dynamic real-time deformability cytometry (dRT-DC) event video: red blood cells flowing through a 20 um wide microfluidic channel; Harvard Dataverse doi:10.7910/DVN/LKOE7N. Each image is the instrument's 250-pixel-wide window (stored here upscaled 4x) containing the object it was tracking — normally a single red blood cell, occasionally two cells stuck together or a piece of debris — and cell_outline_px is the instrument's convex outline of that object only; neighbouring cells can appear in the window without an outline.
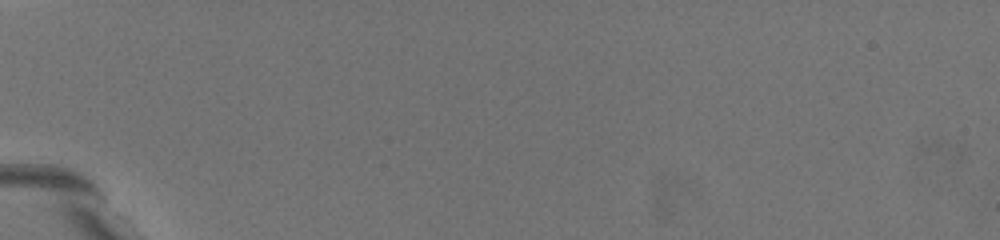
{"species": "common noctule bat (a hibernating species)", "species_latin": "Nyctalus noctula", "temperature_condition": "warm", "stored_images_in_passage": 2, "camera_frame_rate_fps": 3000, "um_per_image_px": 0.085, "animal": {"sex": "female", "body_mass_g": 19.5, "forearm_length_mm": 54.1}, "frame": {"image": 1, "passage_image": 1, "time_ms": 0.0, "image_size_px": [1000, 240], "cell_outline_px": [[176, 204], [168, 204], [160, 200], [116, 164], [112, 152], [112, 148], [120, 144], [124, 144], [136, 152], [176, 196]], "centroid_in_image_um": [12.1, 14.72], "position_along_channel_um": 72.9, "area_um2": 10.17}}